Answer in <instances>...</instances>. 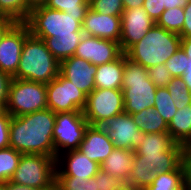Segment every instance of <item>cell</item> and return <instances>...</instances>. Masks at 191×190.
Returning <instances> with one entry per match:
<instances>
[{"mask_svg": "<svg viewBox=\"0 0 191 190\" xmlns=\"http://www.w3.org/2000/svg\"><path fill=\"white\" fill-rule=\"evenodd\" d=\"M55 117L56 113L49 108L11 117L10 147L21 154H42L55 158L53 143Z\"/></svg>", "mask_w": 191, "mask_h": 190, "instance_id": "6da1fadb", "label": "cell"}, {"mask_svg": "<svg viewBox=\"0 0 191 190\" xmlns=\"http://www.w3.org/2000/svg\"><path fill=\"white\" fill-rule=\"evenodd\" d=\"M180 48L181 37L179 34L167 31L155 24L125 54L131 61L149 69L158 64L165 63Z\"/></svg>", "mask_w": 191, "mask_h": 190, "instance_id": "7a4b0ae2", "label": "cell"}, {"mask_svg": "<svg viewBox=\"0 0 191 190\" xmlns=\"http://www.w3.org/2000/svg\"><path fill=\"white\" fill-rule=\"evenodd\" d=\"M60 73V62L48 50L43 39L29 34L22 48L16 79L50 83Z\"/></svg>", "mask_w": 191, "mask_h": 190, "instance_id": "3957f363", "label": "cell"}, {"mask_svg": "<svg viewBox=\"0 0 191 190\" xmlns=\"http://www.w3.org/2000/svg\"><path fill=\"white\" fill-rule=\"evenodd\" d=\"M123 91L124 112L139 113L153 108L157 87L149 79L148 69L127 58L124 53Z\"/></svg>", "mask_w": 191, "mask_h": 190, "instance_id": "277c9868", "label": "cell"}, {"mask_svg": "<svg viewBox=\"0 0 191 190\" xmlns=\"http://www.w3.org/2000/svg\"><path fill=\"white\" fill-rule=\"evenodd\" d=\"M85 16H72L45 5L31 9L24 22L31 35L38 38L75 36L82 31Z\"/></svg>", "mask_w": 191, "mask_h": 190, "instance_id": "5b68a950", "label": "cell"}, {"mask_svg": "<svg viewBox=\"0 0 191 190\" xmlns=\"http://www.w3.org/2000/svg\"><path fill=\"white\" fill-rule=\"evenodd\" d=\"M183 149H168L159 154H134L131 172L125 184L145 190L155 174L175 171L181 165Z\"/></svg>", "mask_w": 191, "mask_h": 190, "instance_id": "8992f818", "label": "cell"}, {"mask_svg": "<svg viewBox=\"0 0 191 190\" xmlns=\"http://www.w3.org/2000/svg\"><path fill=\"white\" fill-rule=\"evenodd\" d=\"M47 108L46 84L13 78L9 86L6 112L19 117Z\"/></svg>", "mask_w": 191, "mask_h": 190, "instance_id": "52a82bcc", "label": "cell"}, {"mask_svg": "<svg viewBox=\"0 0 191 190\" xmlns=\"http://www.w3.org/2000/svg\"><path fill=\"white\" fill-rule=\"evenodd\" d=\"M56 159L42 154H22L11 182L44 190L55 183Z\"/></svg>", "mask_w": 191, "mask_h": 190, "instance_id": "ba28073f", "label": "cell"}, {"mask_svg": "<svg viewBox=\"0 0 191 190\" xmlns=\"http://www.w3.org/2000/svg\"><path fill=\"white\" fill-rule=\"evenodd\" d=\"M83 115L89 125L101 126L110 118L124 112L123 91L94 89L87 95Z\"/></svg>", "mask_w": 191, "mask_h": 190, "instance_id": "9c48e42d", "label": "cell"}, {"mask_svg": "<svg viewBox=\"0 0 191 190\" xmlns=\"http://www.w3.org/2000/svg\"><path fill=\"white\" fill-rule=\"evenodd\" d=\"M89 123L83 112L57 113L53 129V143L56 157L70 150L79 149Z\"/></svg>", "mask_w": 191, "mask_h": 190, "instance_id": "30bf717a", "label": "cell"}, {"mask_svg": "<svg viewBox=\"0 0 191 190\" xmlns=\"http://www.w3.org/2000/svg\"><path fill=\"white\" fill-rule=\"evenodd\" d=\"M47 108L54 113L82 112L87 95L76 88L60 73L50 83L46 84Z\"/></svg>", "mask_w": 191, "mask_h": 190, "instance_id": "8fae6325", "label": "cell"}, {"mask_svg": "<svg viewBox=\"0 0 191 190\" xmlns=\"http://www.w3.org/2000/svg\"><path fill=\"white\" fill-rule=\"evenodd\" d=\"M101 128L113 142L115 148L135 150L145 133L133 121L131 114L123 112L110 118Z\"/></svg>", "mask_w": 191, "mask_h": 190, "instance_id": "7c38bea8", "label": "cell"}, {"mask_svg": "<svg viewBox=\"0 0 191 190\" xmlns=\"http://www.w3.org/2000/svg\"><path fill=\"white\" fill-rule=\"evenodd\" d=\"M156 24L144 7L124 10L121 15L120 48L125 53L132 45L140 41Z\"/></svg>", "mask_w": 191, "mask_h": 190, "instance_id": "4fadbf2b", "label": "cell"}, {"mask_svg": "<svg viewBox=\"0 0 191 190\" xmlns=\"http://www.w3.org/2000/svg\"><path fill=\"white\" fill-rule=\"evenodd\" d=\"M30 34L24 22H17L3 37L0 42V70L12 77L17 73V68L22 54L26 37Z\"/></svg>", "mask_w": 191, "mask_h": 190, "instance_id": "5bb4252c", "label": "cell"}, {"mask_svg": "<svg viewBox=\"0 0 191 190\" xmlns=\"http://www.w3.org/2000/svg\"><path fill=\"white\" fill-rule=\"evenodd\" d=\"M122 53L118 42L83 35L74 56L98 66L116 60Z\"/></svg>", "mask_w": 191, "mask_h": 190, "instance_id": "9a60e30c", "label": "cell"}, {"mask_svg": "<svg viewBox=\"0 0 191 190\" xmlns=\"http://www.w3.org/2000/svg\"><path fill=\"white\" fill-rule=\"evenodd\" d=\"M96 71L97 66L77 56L60 62V74L86 95L95 89Z\"/></svg>", "mask_w": 191, "mask_h": 190, "instance_id": "2e32d148", "label": "cell"}, {"mask_svg": "<svg viewBox=\"0 0 191 190\" xmlns=\"http://www.w3.org/2000/svg\"><path fill=\"white\" fill-rule=\"evenodd\" d=\"M99 170L100 164L89 159L78 149L66 151L56 157V176H75L81 179H90Z\"/></svg>", "mask_w": 191, "mask_h": 190, "instance_id": "e0dca14e", "label": "cell"}, {"mask_svg": "<svg viewBox=\"0 0 191 190\" xmlns=\"http://www.w3.org/2000/svg\"><path fill=\"white\" fill-rule=\"evenodd\" d=\"M84 35L120 43L121 16H111L88 9L82 23Z\"/></svg>", "mask_w": 191, "mask_h": 190, "instance_id": "ac0fdd59", "label": "cell"}, {"mask_svg": "<svg viewBox=\"0 0 191 190\" xmlns=\"http://www.w3.org/2000/svg\"><path fill=\"white\" fill-rule=\"evenodd\" d=\"M114 148L113 142L101 126L88 125L78 150L101 165Z\"/></svg>", "mask_w": 191, "mask_h": 190, "instance_id": "d6986e66", "label": "cell"}, {"mask_svg": "<svg viewBox=\"0 0 191 190\" xmlns=\"http://www.w3.org/2000/svg\"><path fill=\"white\" fill-rule=\"evenodd\" d=\"M124 72V53L116 60L97 66L95 89L121 90Z\"/></svg>", "mask_w": 191, "mask_h": 190, "instance_id": "ffe728a7", "label": "cell"}, {"mask_svg": "<svg viewBox=\"0 0 191 190\" xmlns=\"http://www.w3.org/2000/svg\"><path fill=\"white\" fill-rule=\"evenodd\" d=\"M134 150L114 148L111 154L100 165L103 172L126 182L131 172Z\"/></svg>", "mask_w": 191, "mask_h": 190, "instance_id": "44dd1931", "label": "cell"}, {"mask_svg": "<svg viewBox=\"0 0 191 190\" xmlns=\"http://www.w3.org/2000/svg\"><path fill=\"white\" fill-rule=\"evenodd\" d=\"M168 133L177 144L191 145V104L177 110L168 124Z\"/></svg>", "mask_w": 191, "mask_h": 190, "instance_id": "7402d4cb", "label": "cell"}, {"mask_svg": "<svg viewBox=\"0 0 191 190\" xmlns=\"http://www.w3.org/2000/svg\"><path fill=\"white\" fill-rule=\"evenodd\" d=\"M184 146L177 144L168 132L145 134L134 154H159L168 149H183Z\"/></svg>", "mask_w": 191, "mask_h": 190, "instance_id": "603a6c76", "label": "cell"}, {"mask_svg": "<svg viewBox=\"0 0 191 190\" xmlns=\"http://www.w3.org/2000/svg\"><path fill=\"white\" fill-rule=\"evenodd\" d=\"M83 35V31H79L75 36H66L60 38L49 37L40 39L44 40L48 50L59 62H61L64 59L74 56L76 48Z\"/></svg>", "mask_w": 191, "mask_h": 190, "instance_id": "cb8c5ba5", "label": "cell"}, {"mask_svg": "<svg viewBox=\"0 0 191 190\" xmlns=\"http://www.w3.org/2000/svg\"><path fill=\"white\" fill-rule=\"evenodd\" d=\"M133 121L145 134L168 132V124L154 108L131 114Z\"/></svg>", "mask_w": 191, "mask_h": 190, "instance_id": "d4e9b609", "label": "cell"}, {"mask_svg": "<svg viewBox=\"0 0 191 190\" xmlns=\"http://www.w3.org/2000/svg\"><path fill=\"white\" fill-rule=\"evenodd\" d=\"M145 190H184L182 166L180 165L175 171L155 174L152 184Z\"/></svg>", "mask_w": 191, "mask_h": 190, "instance_id": "484cf974", "label": "cell"}, {"mask_svg": "<svg viewBox=\"0 0 191 190\" xmlns=\"http://www.w3.org/2000/svg\"><path fill=\"white\" fill-rule=\"evenodd\" d=\"M21 155L10 146L0 150V183L10 181L18 167Z\"/></svg>", "mask_w": 191, "mask_h": 190, "instance_id": "4316f807", "label": "cell"}, {"mask_svg": "<svg viewBox=\"0 0 191 190\" xmlns=\"http://www.w3.org/2000/svg\"><path fill=\"white\" fill-rule=\"evenodd\" d=\"M31 8L25 0H0V15L16 22H25Z\"/></svg>", "mask_w": 191, "mask_h": 190, "instance_id": "83f0119b", "label": "cell"}, {"mask_svg": "<svg viewBox=\"0 0 191 190\" xmlns=\"http://www.w3.org/2000/svg\"><path fill=\"white\" fill-rule=\"evenodd\" d=\"M184 8L165 9L156 24L167 31L180 34L184 25Z\"/></svg>", "mask_w": 191, "mask_h": 190, "instance_id": "f1b7e54d", "label": "cell"}, {"mask_svg": "<svg viewBox=\"0 0 191 190\" xmlns=\"http://www.w3.org/2000/svg\"><path fill=\"white\" fill-rule=\"evenodd\" d=\"M153 108L158 111L167 124L170 123L178 110L169 91L165 87L157 88Z\"/></svg>", "mask_w": 191, "mask_h": 190, "instance_id": "f546056e", "label": "cell"}, {"mask_svg": "<svg viewBox=\"0 0 191 190\" xmlns=\"http://www.w3.org/2000/svg\"><path fill=\"white\" fill-rule=\"evenodd\" d=\"M46 7L59 10L72 16H86L89 9L88 0H47Z\"/></svg>", "mask_w": 191, "mask_h": 190, "instance_id": "4dcf8cb0", "label": "cell"}, {"mask_svg": "<svg viewBox=\"0 0 191 190\" xmlns=\"http://www.w3.org/2000/svg\"><path fill=\"white\" fill-rule=\"evenodd\" d=\"M178 110L191 104V91L186 87L181 77L172 78L171 82L165 87Z\"/></svg>", "mask_w": 191, "mask_h": 190, "instance_id": "1f68e13d", "label": "cell"}, {"mask_svg": "<svg viewBox=\"0 0 191 190\" xmlns=\"http://www.w3.org/2000/svg\"><path fill=\"white\" fill-rule=\"evenodd\" d=\"M55 182L62 190H97L94 177L81 179L75 176H56Z\"/></svg>", "mask_w": 191, "mask_h": 190, "instance_id": "d6a6232c", "label": "cell"}, {"mask_svg": "<svg viewBox=\"0 0 191 190\" xmlns=\"http://www.w3.org/2000/svg\"><path fill=\"white\" fill-rule=\"evenodd\" d=\"M89 8L105 15L121 16L125 10L122 0H90Z\"/></svg>", "mask_w": 191, "mask_h": 190, "instance_id": "836d02e7", "label": "cell"}, {"mask_svg": "<svg viewBox=\"0 0 191 190\" xmlns=\"http://www.w3.org/2000/svg\"><path fill=\"white\" fill-rule=\"evenodd\" d=\"M190 59L182 48L173 54L166 62L165 66L170 71L172 78L182 77L188 68Z\"/></svg>", "mask_w": 191, "mask_h": 190, "instance_id": "e575fe53", "label": "cell"}, {"mask_svg": "<svg viewBox=\"0 0 191 190\" xmlns=\"http://www.w3.org/2000/svg\"><path fill=\"white\" fill-rule=\"evenodd\" d=\"M148 75L149 79L157 88L166 87L172 80L170 71L165 66V63L149 68Z\"/></svg>", "mask_w": 191, "mask_h": 190, "instance_id": "d590c367", "label": "cell"}, {"mask_svg": "<svg viewBox=\"0 0 191 190\" xmlns=\"http://www.w3.org/2000/svg\"><path fill=\"white\" fill-rule=\"evenodd\" d=\"M94 178L96 180L97 190H115L125 184L120 178L113 177L110 174L103 172L101 169L97 172Z\"/></svg>", "mask_w": 191, "mask_h": 190, "instance_id": "8d00e7d4", "label": "cell"}, {"mask_svg": "<svg viewBox=\"0 0 191 190\" xmlns=\"http://www.w3.org/2000/svg\"><path fill=\"white\" fill-rule=\"evenodd\" d=\"M181 166L183 168L184 190H191V145L183 148Z\"/></svg>", "mask_w": 191, "mask_h": 190, "instance_id": "74e56055", "label": "cell"}, {"mask_svg": "<svg viewBox=\"0 0 191 190\" xmlns=\"http://www.w3.org/2000/svg\"><path fill=\"white\" fill-rule=\"evenodd\" d=\"M143 7L149 17L157 22L165 10L164 0H144Z\"/></svg>", "mask_w": 191, "mask_h": 190, "instance_id": "f35d334b", "label": "cell"}, {"mask_svg": "<svg viewBox=\"0 0 191 190\" xmlns=\"http://www.w3.org/2000/svg\"><path fill=\"white\" fill-rule=\"evenodd\" d=\"M11 117L7 112L0 116V150L10 146L9 130Z\"/></svg>", "mask_w": 191, "mask_h": 190, "instance_id": "ab89813d", "label": "cell"}, {"mask_svg": "<svg viewBox=\"0 0 191 190\" xmlns=\"http://www.w3.org/2000/svg\"><path fill=\"white\" fill-rule=\"evenodd\" d=\"M181 48L190 59L186 72L182 75V79L186 87L191 91V38H181Z\"/></svg>", "mask_w": 191, "mask_h": 190, "instance_id": "60d3db41", "label": "cell"}, {"mask_svg": "<svg viewBox=\"0 0 191 190\" xmlns=\"http://www.w3.org/2000/svg\"><path fill=\"white\" fill-rule=\"evenodd\" d=\"M12 79L11 75L0 70V102H7Z\"/></svg>", "mask_w": 191, "mask_h": 190, "instance_id": "b9f144b4", "label": "cell"}, {"mask_svg": "<svg viewBox=\"0 0 191 190\" xmlns=\"http://www.w3.org/2000/svg\"><path fill=\"white\" fill-rule=\"evenodd\" d=\"M184 25L181 33V38H191V0L184 7Z\"/></svg>", "mask_w": 191, "mask_h": 190, "instance_id": "7bdbcfd3", "label": "cell"}, {"mask_svg": "<svg viewBox=\"0 0 191 190\" xmlns=\"http://www.w3.org/2000/svg\"><path fill=\"white\" fill-rule=\"evenodd\" d=\"M17 22L8 17L0 18V42L5 34L16 24Z\"/></svg>", "mask_w": 191, "mask_h": 190, "instance_id": "ee69618b", "label": "cell"}, {"mask_svg": "<svg viewBox=\"0 0 191 190\" xmlns=\"http://www.w3.org/2000/svg\"><path fill=\"white\" fill-rule=\"evenodd\" d=\"M189 0H164L165 9L174 7L184 8Z\"/></svg>", "mask_w": 191, "mask_h": 190, "instance_id": "f6af8a7d", "label": "cell"}, {"mask_svg": "<svg viewBox=\"0 0 191 190\" xmlns=\"http://www.w3.org/2000/svg\"><path fill=\"white\" fill-rule=\"evenodd\" d=\"M125 10L141 7L144 4V0H122Z\"/></svg>", "mask_w": 191, "mask_h": 190, "instance_id": "bcb514c9", "label": "cell"}, {"mask_svg": "<svg viewBox=\"0 0 191 190\" xmlns=\"http://www.w3.org/2000/svg\"><path fill=\"white\" fill-rule=\"evenodd\" d=\"M5 184L8 186V190H40L37 188L25 186V185H19L11 181L6 182Z\"/></svg>", "mask_w": 191, "mask_h": 190, "instance_id": "7dc6e473", "label": "cell"}, {"mask_svg": "<svg viewBox=\"0 0 191 190\" xmlns=\"http://www.w3.org/2000/svg\"><path fill=\"white\" fill-rule=\"evenodd\" d=\"M27 5L33 9L35 7H38V6H42V5H45L47 0H25Z\"/></svg>", "mask_w": 191, "mask_h": 190, "instance_id": "c3c4849f", "label": "cell"}, {"mask_svg": "<svg viewBox=\"0 0 191 190\" xmlns=\"http://www.w3.org/2000/svg\"><path fill=\"white\" fill-rule=\"evenodd\" d=\"M115 190H138L133 186H130L128 184H123L120 188L115 189Z\"/></svg>", "mask_w": 191, "mask_h": 190, "instance_id": "681fc988", "label": "cell"}, {"mask_svg": "<svg viewBox=\"0 0 191 190\" xmlns=\"http://www.w3.org/2000/svg\"><path fill=\"white\" fill-rule=\"evenodd\" d=\"M6 103L7 102H0V116L6 112Z\"/></svg>", "mask_w": 191, "mask_h": 190, "instance_id": "f907efd6", "label": "cell"}, {"mask_svg": "<svg viewBox=\"0 0 191 190\" xmlns=\"http://www.w3.org/2000/svg\"><path fill=\"white\" fill-rule=\"evenodd\" d=\"M44 190H62V189L55 182L52 186H50L49 188L44 189Z\"/></svg>", "mask_w": 191, "mask_h": 190, "instance_id": "816d5d0a", "label": "cell"}, {"mask_svg": "<svg viewBox=\"0 0 191 190\" xmlns=\"http://www.w3.org/2000/svg\"><path fill=\"white\" fill-rule=\"evenodd\" d=\"M0 190H8V186L5 183H0Z\"/></svg>", "mask_w": 191, "mask_h": 190, "instance_id": "f5cc1de1", "label": "cell"}]
</instances>
